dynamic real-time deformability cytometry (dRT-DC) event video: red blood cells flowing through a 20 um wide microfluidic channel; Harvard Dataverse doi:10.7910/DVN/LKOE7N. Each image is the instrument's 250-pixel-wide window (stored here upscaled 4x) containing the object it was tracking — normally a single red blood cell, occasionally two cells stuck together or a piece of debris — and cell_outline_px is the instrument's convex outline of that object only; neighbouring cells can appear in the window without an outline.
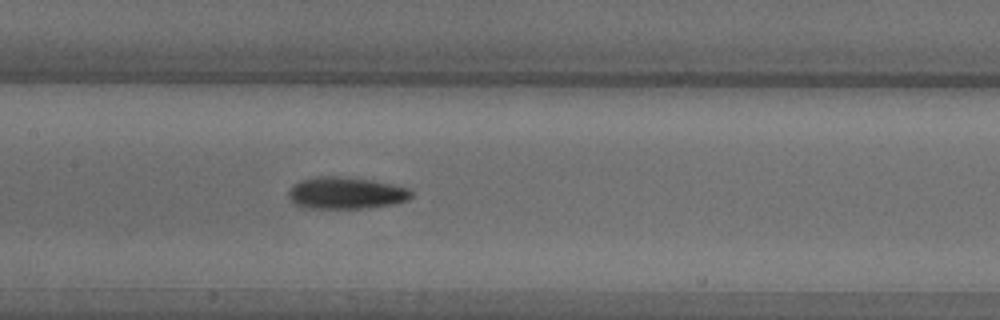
{"species": "common noctule bat (a hibernating species)", "species_latin": "Nyctalus noctula", "temperature_condition": "warm", "stored_images_in_passage": 10, "camera_frame_rate_fps": 3000, "um_per_image_px": 0.085, "animal": {"sex": "male", "body_mass_g": 18.8}, "frame": {"image": 1, "passage_image": 6, "time_ms": 1.667, "image_size_px": [1000, 320], "cell_outline_px": [[412, 196], [408, 200], [396, 204], [368, 208], [312, 208], [296, 204], [288, 196], [288, 192], [300, 180], [316, 176], [340, 176], [372, 180], [392, 184], [408, 188], [412, 192]], "centroid_in_image_um": [29.46, 16.4], "position_along_channel_um": 177.9, "area_um2": 22.77}}
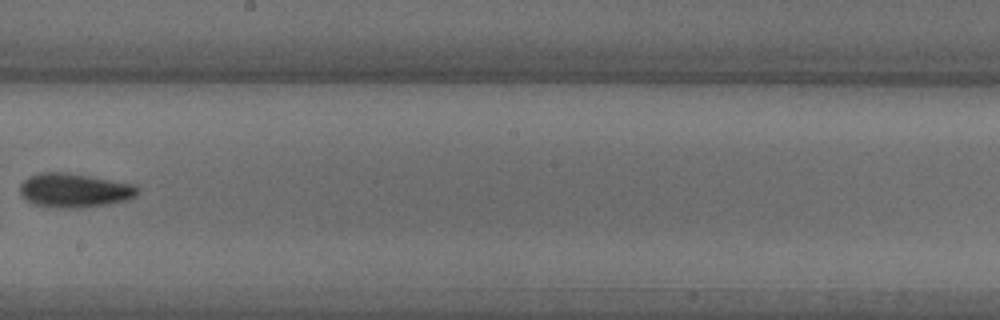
{"frame": {"image": 2, "passage_image": 9, "time_ms": 2.667, "image_size_px": [1000, 320], "cell_outline_px": [[140, 192], [136, 196], [128, 200], [108, 204], [80, 208], [48, 208], [32, 204], [20, 196], [20, 184], [28, 176], [40, 172], [68, 172], [136, 184], [140, 188]], "centroid_in_image_um": [6.32, 16.19], "position_along_channel_um": 241.9, "area_um2": 24.04}}